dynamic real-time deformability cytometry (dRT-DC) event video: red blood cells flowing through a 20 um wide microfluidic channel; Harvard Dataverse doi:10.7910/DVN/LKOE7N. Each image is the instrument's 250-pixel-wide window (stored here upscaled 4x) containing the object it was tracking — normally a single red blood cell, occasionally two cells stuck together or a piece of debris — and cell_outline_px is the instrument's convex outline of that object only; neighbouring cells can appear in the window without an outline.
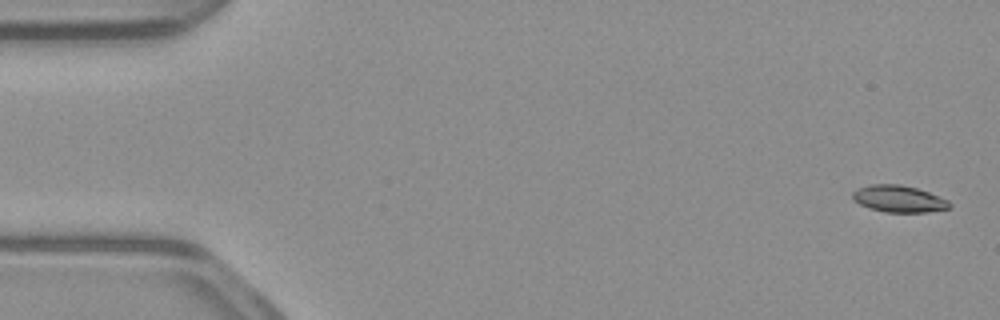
{"species": "common noctule bat (a hibernating species)", "species_latin": "Nyctalus noctula", "temperature_condition": "warm", "stored_images_in_passage": 52, "camera_frame_rate_fps": 3000, "um_per_image_px": 0.085, "animal": {"sex": "male", "body_mass_g": 23.1, "forearm_length_mm": 52.7}, "frame": {"image": 1, "passage_image": 1, "time_ms": 0.0, "image_size_px": [1000, 320], "cell_outline_px": [[952, 204], [948, 208], [928, 212], [884, 212], [868, 208], [852, 200], [852, 192], [860, 188], [872, 184], [900, 184], [916, 188], [928, 192], [948, 200]], "centroid_in_image_um": [76.37, 16.9], "position_along_channel_um": 8.6, "area_um2": 15.09}}
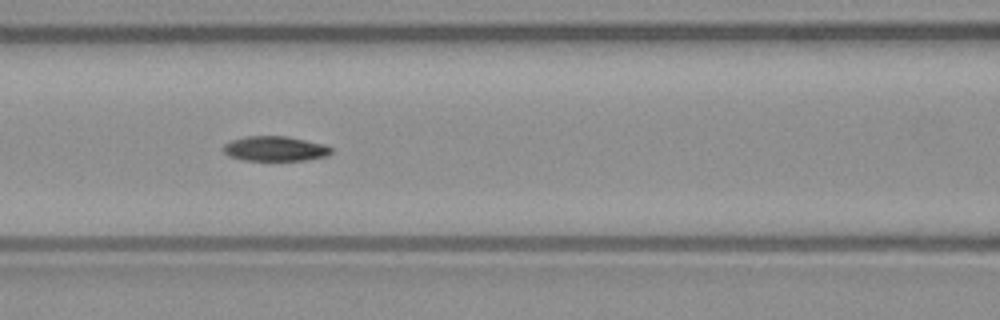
{"frame": {"image": 2, "passage_image": 22, "time_ms": 7.0, "image_size_px": [1000, 320], "cell_outline_px": [[332, 152], [328, 156], [304, 160], [244, 160], [228, 156], [220, 148], [224, 144], [232, 140], [244, 136], [288, 136], [324, 144], [332, 148]], "centroid_in_image_um": [23.36, 12.63], "position_along_channel_um": 143.2, "area_um2": 15.78}}
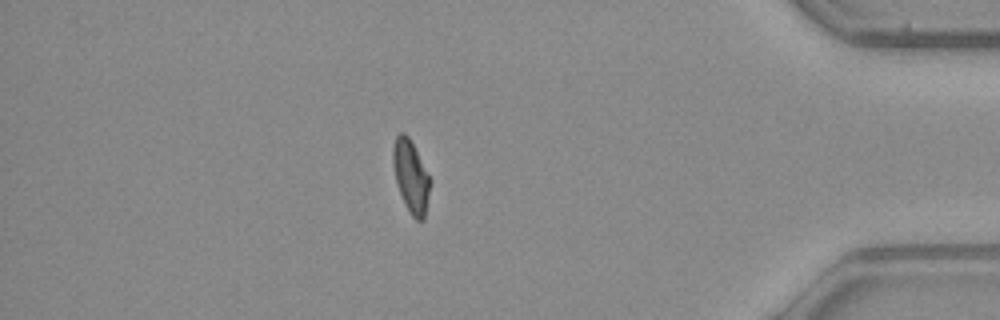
{"frame": {"image": 3, "passage_image": 45, "time_ms": 14.667, "image_size_px": [1000, 320], "cell_outline_px": [[432, 180], [424, 220], [416, 220], [412, 216], [404, 204], [396, 180], [392, 164], [392, 148], [396, 136], [400, 132], [404, 132], [408, 136]], "centroid_in_image_um": [34.93, 15.0], "position_along_channel_um": 400.3, "area_um2": 15.72}, "authors_computed_cell_mechanics": {"area_um2": 16.0106, "velocity_mm_per_s": 3.9249, "shape_relaxation_time_tau1_ms": 9.372, "shape_relaxation_time_tau2_ms": null, "deformation_change_tau1": 0.2143, "deformation_change_tau2": null}}